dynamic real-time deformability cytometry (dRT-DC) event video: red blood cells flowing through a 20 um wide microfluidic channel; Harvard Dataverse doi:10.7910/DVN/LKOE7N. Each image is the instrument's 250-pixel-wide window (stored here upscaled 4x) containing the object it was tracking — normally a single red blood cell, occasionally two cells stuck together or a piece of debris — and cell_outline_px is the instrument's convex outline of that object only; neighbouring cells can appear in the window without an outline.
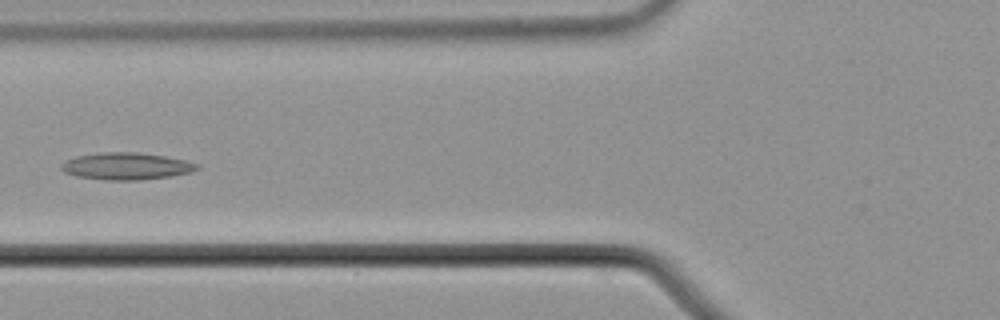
{"species": "common noctule bat (a hibernating species)", "species_latin": "Nyctalus noctula", "temperature_condition": "cold", "stored_images_in_passage": 6, "camera_frame_rate_fps": 3000, "um_per_image_px": 0.085, "animal": {"sex": "male", "body_mass_g": 21.5, "forearm_length_mm": 52.0}, "frame": {"image": 1, "passage_image": 4, "time_ms": 1.0, "image_size_px": [1000, 320], "cell_outline_px": [[200, 168], [192, 172], [172, 176], [140, 180], [104, 180], [76, 176], [64, 172], [60, 168], [60, 164], [76, 156], [104, 152], [136, 152], [164, 156], [184, 160], [200, 164]], "centroid_in_image_um": [10.76, 14.13], "position_along_channel_um": 115.0, "area_um2": 21.44}}
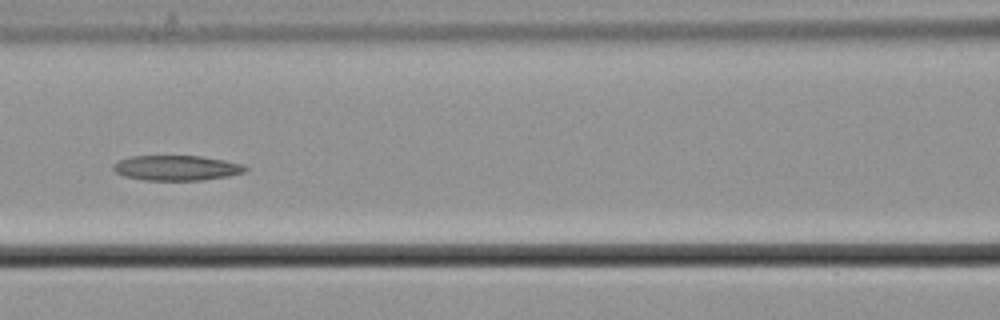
{"frame": {"image": 2, "passage_image": 5, "time_ms": 1.333, "image_size_px": [1000, 320], "cell_outline_px": [[248, 168], [244, 172], [228, 176], [200, 180], [144, 180], [124, 176], [116, 172], [112, 168], [112, 164], [120, 160], [132, 156], [200, 156], [224, 160], [244, 164]], "centroid_in_image_um": [15.0, 14.27], "position_along_channel_um": 151.6, "area_um2": 19.25}}
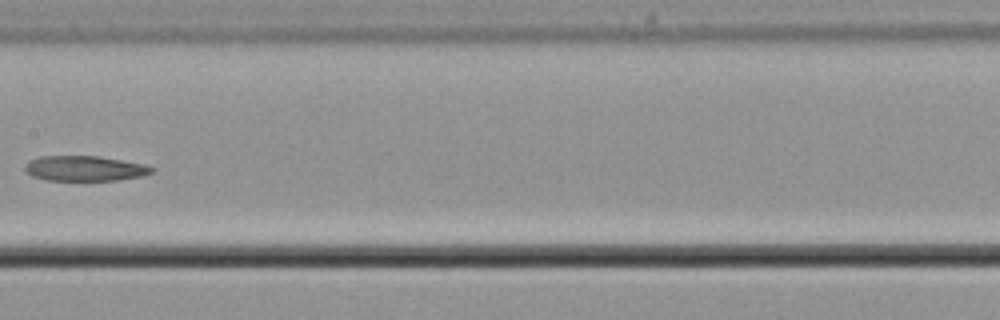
{"frame": {"image": 3, "passage_image": 6, "time_ms": 1.667, "image_size_px": [1000, 320], "cell_outline_px": [[156, 168], [152, 172], [144, 176], [120, 180], [48, 180], [32, 176], [24, 168], [24, 164], [28, 160], [40, 156], [100, 156], [144, 164]], "centroid_in_image_um": [7.22, 14.31], "position_along_channel_um": 200.2, "area_um2": 18.73}}